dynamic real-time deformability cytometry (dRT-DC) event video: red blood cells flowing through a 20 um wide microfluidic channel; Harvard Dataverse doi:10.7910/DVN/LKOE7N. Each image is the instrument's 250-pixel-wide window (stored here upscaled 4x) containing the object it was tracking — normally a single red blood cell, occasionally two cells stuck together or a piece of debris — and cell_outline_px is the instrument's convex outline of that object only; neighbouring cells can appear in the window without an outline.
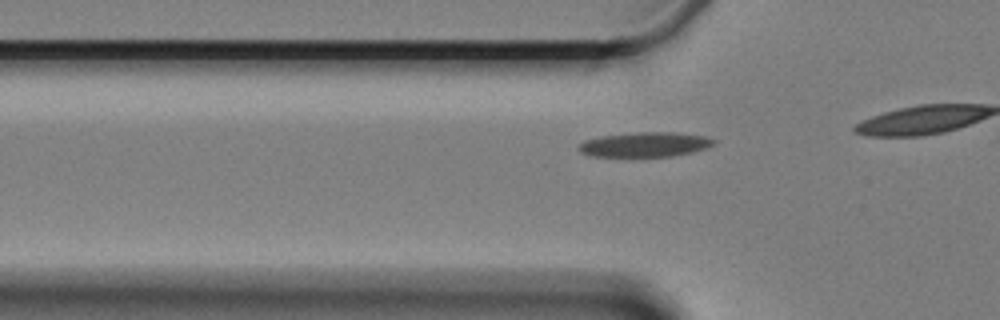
{"species": "Egyptian fruit bat (a non-hibernating species)", "species_latin": "Rousettus aegyptiacus", "temperature_condition": "cold", "stored_images_in_passage": 13, "camera_frame_rate_fps": 3000, "um_per_image_px": 0.085, "animal": {"sex": "female"}, "frame": {"image": 1, "passage_image": 6, "time_ms": 1.667, "image_size_px": [1000, 320], "cell_outline_px": [[716, 140], [712, 144], [704, 148], [692, 152], [672, 156], [592, 156], [580, 152], [576, 148], [584, 140], [600, 136], [636, 132], [676, 132], [704, 136]], "centroid_in_image_um": [54.77, 12.27], "position_along_channel_um": 71.0, "area_um2": 19.31}}
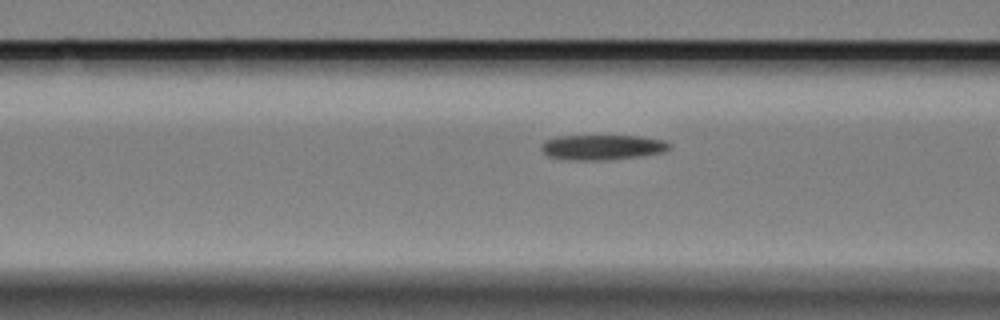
{"frame": {"image": 2, "passage_image": 10, "time_ms": 3.0, "image_size_px": [1000, 320], "cell_outline_px": [[672, 144], [664, 152], [640, 156], [608, 160], [568, 160], [548, 156], [540, 148], [540, 144], [544, 140], [556, 136], [640, 136], [664, 140]], "centroid_in_image_um": [51.16, 12.51], "position_along_channel_um": 115.4, "area_um2": 18.9}}